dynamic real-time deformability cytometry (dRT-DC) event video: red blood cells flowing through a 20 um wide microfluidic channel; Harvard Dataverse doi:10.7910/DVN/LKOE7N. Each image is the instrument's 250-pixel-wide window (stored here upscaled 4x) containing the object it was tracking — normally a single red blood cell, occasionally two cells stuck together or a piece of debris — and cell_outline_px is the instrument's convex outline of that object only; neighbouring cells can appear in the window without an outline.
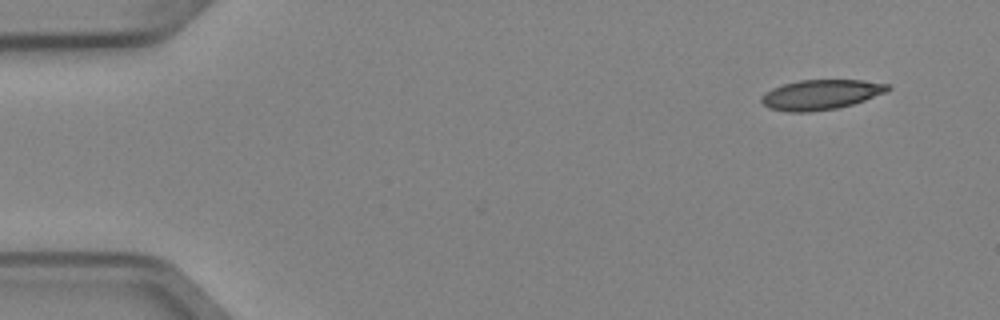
{"species": "Egyptian fruit bat (a non-hibernating species)", "species_latin": "Rousettus aegyptiacus", "temperature_condition": "cold", "stored_images_in_passage": 2, "camera_frame_rate_fps": 3000, "um_per_image_px": 0.085, "animal": {"sex": "female"}, "frame": {"image": 1, "passage_image": 1, "time_ms": 0.0, "image_size_px": [1000, 320], "cell_outline_px": [[892, 88], [884, 92], [864, 100], [852, 104], [836, 108], [808, 112], [788, 112], [768, 108], [760, 100], [760, 96], [764, 92], [772, 88], [784, 84], [800, 80], [864, 80], [888, 84]], "centroid_in_image_um": [69.72, 8.04], "position_along_channel_um": 15.3, "area_um2": 21.96}}